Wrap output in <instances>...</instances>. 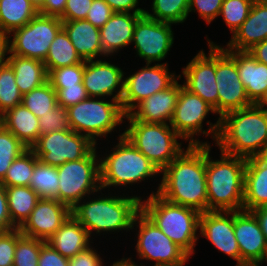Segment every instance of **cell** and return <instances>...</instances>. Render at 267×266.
Segmentation results:
<instances>
[{"instance_id": "obj_1", "label": "cell", "mask_w": 267, "mask_h": 266, "mask_svg": "<svg viewBox=\"0 0 267 266\" xmlns=\"http://www.w3.org/2000/svg\"><path fill=\"white\" fill-rule=\"evenodd\" d=\"M186 148L162 171L156 193L168 202L207 211L206 145Z\"/></svg>"}, {"instance_id": "obj_2", "label": "cell", "mask_w": 267, "mask_h": 266, "mask_svg": "<svg viewBox=\"0 0 267 266\" xmlns=\"http://www.w3.org/2000/svg\"><path fill=\"white\" fill-rule=\"evenodd\" d=\"M102 191L104 190L100 189L81 200L71 210V215L87 230L92 240L96 236L100 237L101 233L106 235V232H132L133 222L141 211L144 196L133 193L129 196L125 192L119 195L116 191L115 195L111 191L104 194Z\"/></svg>"}, {"instance_id": "obj_3", "label": "cell", "mask_w": 267, "mask_h": 266, "mask_svg": "<svg viewBox=\"0 0 267 266\" xmlns=\"http://www.w3.org/2000/svg\"><path fill=\"white\" fill-rule=\"evenodd\" d=\"M213 143L227 154L255 157L267 144V108L253 104L223 115Z\"/></svg>"}, {"instance_id": "obj_4", "label": "cell", "mask_w": 267, "mask_h": 266, "mask_svg": "<svg viewBox=\"0 0 267 266\" xmlns=\"http://www.w3.org/2000/svg\"><path fill=\"white\" fill-rule=\"evenodd\" d=\"M211 146L206 145L207 211H241L246 159L221 150L213 159Z\"/></svg>"}, {"instance_id": "obj_5", "label": "cell", "mask_w": 267, "mask_h": 266, "mask_svg": "<svg viewBox=\"0 0 267 266\" xmlns=\"http://www.w3.org/2000/svg\"><path fill=\"white\" fill-rule=\"evenodd\" d=\"M120 131L122 130H119L116 146L112 145L114 147H110L108 153L105 149L103 155L102 152L99 154L100 183L103 192L108 188L106 191L118 189L117 191L121 193L119 190L124 187L128 189V186L132 187L161 175L157 167L133 146L124 136V132Z\"/></svg>"}, {"instance_id": "obj_6", "label": "cell", "mask_w": 267, "mask_h": 266, "mask_svg": "<svg viewBox=\"0 0 267 266\" xmlns=\"http://www.w3.org/2000/svg\"><path fill=\"white\" fill-rule=\"evenodd\" d=\"M146 198L141 201V211L190 257L194 256L199 241L201 213L194 208L168 202L154 190Z\"/></svg>"}, {"instance_id": "obj_7", "label": "cell", "mask_w": 267, "mask_h": 266, "mask_svg": "<svg viewBox=\"0 0 267 266\" xmlns=\"http://www.w3.org/2000/svg\"><path fill=\"white\" fill-rule=\"evenodd\" d=\"M126 120L124 136L160 172L185 149L183 139L169 124L142 122L129 113L125 114Z\"/></svg>"}, {"instance_id": "obj_8", "label": "cell", "mask_w": 267, "mask_h": 266, "mask_svg": "<svg viewBox=\"0 0 267 266\" xmlns=\"http://www.w3.org/2000/svg\"><path fill=\"white\" fill-rule=\"evenodd\" d=\"M67 115L71 130L89 137L96 145L125 123L121 102L100 97H88L70 106Z\"/></svg>"}, {"instance_id": "obj_9", "label": "cell", "mask_w": 267, "mask_h": 266, "mask_svg": "<svg viewBox=\"0 0 267 266\" xmlns=\"http://www.w3.org/2000/svg\"><path fill=\"white\" fill-rule=\"evenodd\" d=\"M210 114L216 115L214 108L201 97L186 89L183 84H180V92L169 125L178 133L183 141L188 143L187 145H210L208 140L201 141L197 138L203 135L206 138L211 137L216 142L220 118L217 117L215 123L207 120L206 125H208V128L203 129V123Z\"/></svg>"}, {"instance_id": "obj_10", "label": "cell", "mask_w": 267, "mask_h": 266, "mask_svg": "<svg viewBox=\"0 0 267 266\" xmlns=\"http://www.w3.org/2000/svg\"><path fill=\"white\" fill-rule=\"evenodd\" d=\"M96 148L86 157L57 167L58 201L71 210L85 197L101 189L100 156Z\"/></svg>"}, {"instance_id": "obj_11", "label": "cell", "mask_w": 267, "mask_h": 266, "mask_svg": "<svg viewBox=\"0 0 267 266\" xmlns=\"http://www.w3.org/2000/svg\"><path fill=\"white\" fill-rule=\"evenodd\" d=\"M136 227V228H134ZM138 228V230H137ZM135 230V231H134ZM136 232L135 254L142 260H149L155 265H173L185 262L190 256L169 237H167L142 211H140L132 226Z\"/></svg>"}, {"instance_id": "obj_12", "label": "cell", "mask_w": 267, "mask_h": 266, "mask_svg": "<svg viewBox=\"0 0 267 266\" xmlns=\"http://www.w3.org/2000/svg\"><path fill=\"white\" fill-rule=\"evenodd\" d=\"M62 29V20L38 13L9 36V54L45 61L50 45Z\"/></svg>"}, {"instance_id": "obj_13", "label": "cell", "mask_w": 267, "mask_h": 266, "mask_svg": "<svg viewBox=\"0 0 267 266\" xmlns=\"http://www.w3.org/2000/svg\"><path fill=\"white\" fill-rule=\"evenodd\" d=\"M96 146L89 137L68 129L40 135L31 149L42 164L59 167L88 156Z\"/></svg>"}, {"instance_id": "obj_14", "label": "cell", "mask_w": 267, "mask_h": 266, "mask_svg": "<svg viewBox=\"0 0 267 266\" xmlns=\"http://www.w3.org/2000/svg\"><path fill=\"white\" fill-rule=\"evenodd\" d=\"M215 82L218 89V116L247 108L253 104L247 97L235 63V50L216 45Z\"/></svg>"}, {"instance_id": "obj_15", "label": "cell", "mask_w": 267, "mask_h": 266, "mask_svg": "<svg viewBox=\"0 0 267 266\" xmlns=\"http://www.w3.org/2000/svg\"><path fill=\"white\" fill-rule=\"evenodd\" d=\"M169 64L146 63L136 72L124 77V91L121 99V107L128 114L138 103L154 93L169 88L178 78L175 71L170 72Z\"/></svg>"}, {"instance_id": "obj_16", "label": "cell", "mask_w": 267, "mask_h": 266, "mask_svg": "<svg viewBox=\"0 0 267 266\" xmlns=\"http://www.w3.org/2000/svg\"><path fill=\"white\" fill-rule=\"evenodd\" d=\"M208 55L201 49L191 60L182 67L178 74L184 79L183 86L190 92L201 97L207 104L214 108L218 116V89L215 82L216 73V42L207 37ZM183 75V76H182Z\"/></svg>"}, {"instance_id": "obj_17", "label": "cell", "mask_w": 267, "mask_h": 266, "mask_svg": "<svg viewBox=\"0 0 267 266\" xmlns=\"http://www.w3.org/2000/svg\"><path fill=\"white\" fill-rule=\"evenodd\" d=\"M175 24L161 22L143 14L136 22L133 32L132 45L136 56L145 63L162 64L174 44Z\"/></svg>"}, {"instance_id": "obj_18", "label": "cell", "mask_w": 267, "mask_h": 266, "mask_svg": "<svg viewBox=\"0 0 267 266\" xmlns=\"http://www.w3.org/2000/svg\"><path fill=\"white\" fill-rule=\"evenodd\" d=\"M105 59L84 61L83 85L89 97H109L121 102L127 72L108 61L110 57Z\"/></svg>"}, {"instance_id": "obj_19", "label": "cell", "mask_w": 267, "mask_h": 266, "mask_svg": "<svg viewBox=\"0 0 267 266\" xmlns=\"http://www.w3.org/2000/svg\"><path fill=\"white\" fill-rule=\"evenodd\" d=\"M240 264V251L234 233V211H206L200 214L199 238Z\"/></svg>"}, {"instance_id": "obj_20", "label": "cell", "mask_w": 267, "mask_h": 266, "mask_svg": "<svg viewBox=\"0 0 267 266\" xmlns=\"http://www.w3.org/2000/svg\"><path fill=\"white\" fill-rule=\"evenodd\" d=\"M70 215L71 209L57 199L41 198L19 229L25 236L47 241Z\"/></svg>"}, {"instance_id": "obj_21", "label": "cell", "mask_w": 267, "mask_h": 266, "mask_svg": "<svg viewBox=\"0 0 267 266\" xmlns=\"http://www.w3.org/2000/svg\"><path fill=\"white\" fill-rule=\"evenodd\" d=\"M234 233L239 245L240 264H260L267 242L259 222L251 211H234Z\"/></svg>"}, {"instance_id": "obj_22", "label": "cell", "mask_w": 267, "mask_h": 266, "mask_svg": "<svg viewBox=\"0 0 267 266\" xmlns=\"http://www.w3.org/2000/svg\"><path fill=\"white\" fill-rule=\"evenodd\" d=\"M179 80L180 77L169 88L142 100L129 114L142 122L169 124L180 92Z\"/></svg>"}, {"instance_id": "obj_23", "label": "cell", "mask_w": 267, "mask_h": 266, "mask_svg": "<svg viewBox=\"0 0 267 266\" xmlns=\"http://www.w3.org/2000/svg\"><path fill=\"white\" fill-rule=\"evenodd\" d=\"M144 13L114 12L99 29L103 53L110 57L121 53L132 43L134 27Z\"/></svg>"}, {"instance_id": "obj_24", "label": "cell", "mask_w": 267, "mask_h": 266, "mask_svg": "<svg viewBox=\"0 0 267 266\" xmlns=\"http://www.w3.org/2000/svg\"><path fill=\"white\" fill-rule=\"evenodd\" d=\"M265 39H267V4L255 0L246 20L223 47L235 51H248Z\"/></svg>"}, {"instance_id": "obj_25", "label": "cell", "mask_w": 267, "mask_h": 266, "mask_svg": "<svg viewBox=\"0 0 267 266\" xmlns=\"http://www.w3.org/2000/svg\"><path fill=\"white\" fill-rule=\"evenodd\" d=\"M235 63L247 97L252 104L259 105L267 94V65L248 51H235Z\"/></svg>"}, {"instance_id": "obj_26", "label": "cell", "mask_w": 267, "mask_h": 266, "mask_svg": "<svg viewBox=\"0 0 267 266\" xmlns=\"http://www.w3.org/2000/svg\"><path fill=\"white\" fill-rule=\"evenodd\" d=\"M62 28L83 61L107 58L103 53L99 28L86 19L62 21Z\"/></svg>"}, {"instance_id": "obj_27", "label": "cell", "mask_w": 267, "mask_h": 266, "mask_svg": "<svg viewBox=\"0 0 267 266\" xmlns=\"http://www.w3.org/2000/svg\"><path fill=\"white\" fill-rule=\"evenodd\" d=\"M92 240L87 230L72 216L46 241L63 257L72 258L86 250Z\"/></svg>"}, {"instance_id": "obj_28", "label": "cell", "mask_w": 267, "mask_h": 266, "mask_svg": "<svg viewBox=\"0 0 267 266\" xmlns=\"http://www.w3.org/2000/svg\"><path fill=\"white\" fill-rule=\"evenodd\" d=\"M38 121L39 118L22 103L0 116V124L28 148H31L39 139Z\"/></svg>"}, {"instance_id": "obj_29", "label": "cell", "mask_w": 267, "mask_h": 266, "mask_svg": "<svg viewBox=\"0 0 267 266\" xmlns=\"http://www.w3.org/2000/svg\"><path fill=\"white\" fill-rule=\"evenodd\" d=\"M267 205V172L254 158L246 159L243 210Z\"/></svg>"}, {"instance_id": "obj_30", "label": "cell", "mask_w": 267, "mask_h": 266, "mask_svg": "<svg viewBox=\"0 0 267 266\" xmlns=\"http://www.w3.org/2000/svg\"><path fill=\"white\" fill-rule=\"evenodd\" d=\"M7 57V63L15 73V83L22 95L47 82L48 73L43 61L18 55Z\"/></svg>"}, {"instance_id": "obj_31", "label": "cell", "mask_w": 267, "mask_h": 266, "mask_svg": "<svg viewBox=\"0 0 267 266\" xmlns=\"http://www.w3.org/2000/svg\"><path fill=\"white\" fill-rule=\"evenodd\" d=\"M39 13L30 0H0V33L9 35Z\"/></svg>"}, {"instance_id": "obj_32", "label": "cell", "mask_w": 267, "mask_h": 266, "mask_svg": "<svg viewBox=\"0 0 267 266\" xmlns=\"http://www.w3.org/2000/svg\"><path fill=\"white\" fill-rule=\"evenodd\" d=\"M6 195L12 224L20 228L41 198L30 186L6 187Z\"/></svg>"}, {"instance_id": "obj_33", "label": "cell", "mask_w": 267, "mask_h": 266, "mask_svg": "<svg viewBox=\"0 0 267 266\" xmlns=\"http://www.w3.org/2000/svg\"><path fill=\"white\" fill-rule=\"evenodd\" d=\"M83 60L77 54L74 45L69 40L62 28L50 45V49L44 64L46 70H53L65 66H73L82 63Z\"/></svg>"}, {"instance_id": "obj_34", "label": "cell", "mask_w": 267, "mask_h": 266, "mask_svg": "<svg viewBox=\"0 0 267 266\" xmlns=\"http://www.w3.org/2000/svg\"><path fill=\"white\" fill-rule=\"evenodd\" d=\"M189 0H152V11L144 14L154 20L175 25L183 24L188 19Z\"/></svg>"}, {"instance_id": "obj_35", "label": "cell", "mask_w": 267, "mask_h": 266, "mask_svg": "<svg viewBox=\"0 0 267 266\" xmlns=\"http://www.w3.org/2000/svg\"><path fill=\"white\" fill-rule=\"evenodd\" d=\"M38 161L34 151L28 148L12 162L1 183L5 187L29 186Z\"/></svg>"}, {"instance_id": "obj_36", "label": "cell", "mask_w": 267, "mask_h": 266, "mask_svg": "<svg viewBox=\"0 0 267 266\" xmlns=\"http://www.w3.org/2000/svg\"><path fill=\"white\" fill-rule=\"evenodd\" d=\"M40 198L58 200L59 177L57 167L42 164L38 161L29 185Z\"/></svg>"}, {"instance_id": "obj_37", "label": "cell", "mask_w": 267, "mask_h": 266, "mask_svg": "<svg viewBox=\"0 0 267 266\" xmlns=\"http://www.w3.org/2000/svg\"><path fill=\"white\" fill-rule=\"evenodd\" d=\"M21 103L37 118H40L57 106V93L47 81L40 87L25 93Z\"/></svg>"}, {"instance_id": "obj_38", "label": "cell", "mask_w": 267, "mask_h": 266, "mask_svg": "<svg viewBox=\"0 0 267 266\" xmlns=\"http://www.w3.org/2000/svg\"><path fill=\"white\" fill-rule=\"evenodd\" d=\"M22 96L12 67L8 63L0 66V116L21 104Z\"/></svg>"}, {"instance_id": "obj_39", "label": "cell", "mask_w": 267, "mask_h": 266, "mask_svg": "<svg viewBox=\"0 0 267 266\" xmlns=\"http://www.w3.org/2000/svg\"><path fill=\"white\" fill-rule=\"evenodd\" d=\"M27 149V146L0 124V182L12 162Z\"/></svg>"}, {"instance_id": "obj_40", "label": "cell", "mask_w": 267, "mask_h": 266, "mask_svg": "<svg viewBox=\"0 0 267 266\" xmlns=\"http://www.w3.org/2000/svg\"><path fill=\"white\" fill-rule=\"evenodd\" d=\"M46 241L25 236L18 228L13 266H38L40 248Z\"/></svg>"}, {"instance_id": "obj_41", "label": "cell", "mask_w": 267, "mask_h": 266, "mask_svg": "<svg viewBox=\"0 0 267 266\" xmlns=\"http://www.w3.org/2000/svg\"><path fill=\"white\" fill-rule=\"evenodd\" d=\"M254 1L255 0H224L218 17H222V21L228 26L232 35L248 17Z\"/></svg>"}, {"instance_id": "obj_42", "label": "cell", "mask_w": 267, "mask_h": 266, "mask_svg": "<svg viewBox=\"0 0 267 266\" xmlns=\"http://www.w3.org/2000/svg\"><path fill=\"white\" fill-rule=\"evenodd\" d=\"M84 61L82 63L47 70V81L53 88H65L83 84Z\"/></svg>"}, {"instance_id": "obj_43", "label": "cell", "mask_w": 267, "mask_h": 266, "mask_svg": "<svg viewBox=\"0 0 267 266\" xmlns=\"http://www.w3.org/2000/svg\"><path fill=\"white\" fill-rule=\"evenodd\" d=\"M40 135L48 134L53 131L71 129L67 115V109L57 105L46 115L39 118Z\"/></svg>"}, {"instance_id": "obj_44", "label": "cell", "mask_w": 267, "mask_h": 266, "mask_svg": "<svg viewBox=\"0 0 267 266\" xmlns=\"http://www.w3.org/2000/svg\"><path fill=\"white\" fill-rule=\"evenodd\" d=\"M223 2L224 0H189L188 16L197 12L210 25L219 16Z\"/></svg>"}, {"instance_id": "obj_45", "label": "cell", "mask_w": 267, "mask_h": 266, "mask_svg": "<svg viewBox=\"0 0 267 266\" xmlns=\"http://www.w3.org/2000/svg\"><path fill=\"white\" fill-rule=\"evenodd\" d=\"M57 93V105L65 109L84 101L89 96L83 84L77 86H66L65 88H54Z\"/></svg>"}, {"instance_id": "obj_46", "label": "cell", "mask_w": 267, "mask_h": 266, "mask_svg": "<svg viewBox=\"0 0 267 266\" xmlns=\"http://www.w3.org/2000/svg\"><path fill=\"white\" fill-rule=\"evenodd\" d=\"M18 228L0 233V266H13Z\"/></svg>"}, {"instance_id": "obj_47", "label": "cell", "mask_w": 267, "mask_h": 266, "mask_svg": "<svg viewBox=\"0 0 267 266\" xmlns=\"http://www.w3.org/2000/svg\"><path fill=\"white\" fill-rule=\"evenodd\" d=\"M113 13L112 8L104 0H93L86 20L100 29L111 18Z\"/></svg>"}, {"instance_id": "obj_48", "label": "cell", "mask_w": 267, "mask_h": 266, "mask_svg": "<svg viewBox=\"0 0 267 266\" xmlns=\"http://www.w3.org/2000/svg\"><path fill=\"white\" fill-rule=\"evenodd\" d=\"M93 0H67L62 21L86 19Z\"/></svg>"}, {"instance_id": "obj_49", "label": "cell", "mask_w": 267, "mask_h": 266, "mask_svg": "<svg viewBox=\"0 0 267 266\" xmlns=\"http://www.w3.org/2000/svg\"><path fill=\"white\" fill-rule=\"evenodd\" d=\"M93 246L94 245H91L86 250L69 258L68 266H105L106 263H104L105 261L103 257L99 254L101 252H98V249H95V247L98 246L96 245L94 248Z\"/></svg>"}, {"instance_id": "obj_50", "label": "cell", "mask_w": 267, "mask_h": 266, "mask_svg": "<svg viewBox=\"0 0 267 266\" xmlns=\"http://www.w3.org/2000/svg\"><path fill=\"white\" fill-rule=\"evenodd\" d=\"M69 259L63 257L49 243L45 242L40 248L38 266H68Z\"/></svg>"}, {"instance_id": "obj_51", "label": "cell", "mask_w": 267, "mask_h": 266, "mask_svg": "<svg viewBox=\"0 0 267 266\" xmlns=\"http://www.w3.org/2000/svg\"><path fill=\"white\" fill-rule=\"evenodd\" d=\"M16 229L12 224L7 203L6 187L0 182V233Z\"/></svg>"}, {"instance_id": "obj_52", "label": "cell", "mask_w": 267, "mask_h": 266, "mask_svg": "<svg viewBox=\"0 0 267 266\" xmlns=\"http://www.w3.org/2000/svg\"><path fill=\"white\" fill-rule=\"evenodd\" d=\"M114 12L144 13L145 8H140L139 0H104Z\"/></svg>"}, {"instance_id": "obj_53", "label": "cell", "mask_w": 267, "mask_h": 266, "mask_svg": "<svg viewBox=\"0 0 267 266\" xmlns=\"http://www.w3.org/2000/svg\"><path fill=\"white\" fill-rule=\"evenodd\" d=\"M66 1L67 0H44L42 6L38 9L39 13L60 18L64 13Z\"/></svg>"}, {"instance_id": "obj_54", "label": "cell", "mask_w": 267, "mask_h": 266, "mask_svg": "<svg viewBox=\"0 0 267 266\" xmlns=\"http://www.w3.org/2000/svg\"><path fill=\"white\" fill-rule=\"evenodd\" d=\"M248 52L259 62L267 65V39L254 45Z\"/></svg>"}, {"instance_id": "obj_55", "label": "cell", "mask_w": 267, "mask_h": 266, "mask_svg": "<svg viewBox=\"0 0 267 266\" xmlns=\"http://www.w3.org/2000/svg\"><path fill=\"white\" fill-rule=\"evenodd\" d=\"M257 218L262 233L264 234L265 240L267 242V205L258 207L251 211Z\"/></svg>"}, {"instance_id": "obj_56", "label": "cell", "mask_w": 267, "mask_h": 266, "mask_svg": "<svg viewBox=\"0 0 267 266\" xmlns=\"http://www.w3.org/2000/svg\"><path fill=\"white\" fill-rule=\"evenodd\" d=\"M9 54V36L4 33H0V66L5 65L8 62Z\"/></svg>"}, {"instance_id": "obj_57", "label": "cell", "mask_w": 267, "mask_h": 266, "mask_svg": "<svg viewBox=\"0 0 267 266\" xmlns=\"http://www.w3.org/2000/svg\"><path fill=\"white\" fill-rule=\"evenodd\" d=\"M112 265L110 266H145V264L140 263L138 265V263L135 262V260L133 261L132 256L129 257H122L121 259H117V261H114L113 263H111ZM109 266V265H108Z\"/></svg>"}, {"instance_id": "obj_58", "label": "cell", "mask_w": 267, "mask_h": 266, "mask_svg": "<svg viewBox=\"0 0 267 266\" xmlns=\"http://www.w3.org/2000/svg\"><path fill=\"white\" fill-rule=\"evenodd\" d=\"M254 158L265 168V172H267V144Z\"/></svg>"}, {"instance_id": "obj_59", "label": "cell", "mask_w": 267, "mask_h": 266, "mask_svg": "<svg viewBox=\"0 0 267 266\" xmlns=\"http://www.w3.org/2000/svg\"><path fill=\"white\" fill-rule=\"evenodd\" d=\"M190 258L189 257L185 262H182V263H179V264H173V265H155V266H185L189 261H190ZM154 266V265H152Z\"/></svg>"}, {"instance_id": "obj_60", "label": "cell", "mask_w": 267, "mask_h": 266, "mask_svg": "<svg viewBox=\"0 0 267 266\" xmlns=\"http://www.w3.org/2000/svg\"><path fill=\"white\" fill-rule=\"evenodd\" d=\"M38 9L42 6L44 0H30Z\"/></svg>"}, {"instance_id": "obj_61", "label": "cell", "mask_w": 267, "mask_h": 266, "mask_svg": "<svg viewBox=\"0 0 267 266\" xmlns=\"http://www.w3.org/2000/svg\"><path fill=\"white\" fill-rule=\"evenodd\" d=\"M259 105L262 106V107L267 108V94H266L264 100Z\"/></svg>"}, {"instance_id": "obj_62", "label": "cell", "mask_w": 267, "mask_h": 266, "mask_svg": "<svg viewBox=\"0 0 267 266\" xmlns=\"http://www.w3.org/2000/svg\"><path fill=\"white\" fill-rule=\"evenodd\" d=\"M235 266H261L260 264H248V263H244V264H236Z\"/></svg>"}, {"instance_id": "obj_63", "label": "cell", "mask_w": 267, "mask_h": 266, "mask_svg": "<svg viewBox=\"0 0 267 266\" xmlns=\"http://www.w3.org/2000/svg\"><path fill=\"white\" fill-rule=\"evenodd\" d=\"M263 263H267V249H266V251H265V255H264V257H263V260L260 262V265L262 266Z\"/></svg>"}, {"instance_id": "obj_64", "label": "cell", "mask_w": 267, "mask_h": 266, "mask_svg": "<svg viewBox=\"0 0 267 266\" xmlns=\"http://www.w3.org/2000/svg\"><path fill=\"white\" fill-rule=\"evenodd\" d=\"M258 1L267 4V0H258Z\"/></svg>"}]
</instances>
